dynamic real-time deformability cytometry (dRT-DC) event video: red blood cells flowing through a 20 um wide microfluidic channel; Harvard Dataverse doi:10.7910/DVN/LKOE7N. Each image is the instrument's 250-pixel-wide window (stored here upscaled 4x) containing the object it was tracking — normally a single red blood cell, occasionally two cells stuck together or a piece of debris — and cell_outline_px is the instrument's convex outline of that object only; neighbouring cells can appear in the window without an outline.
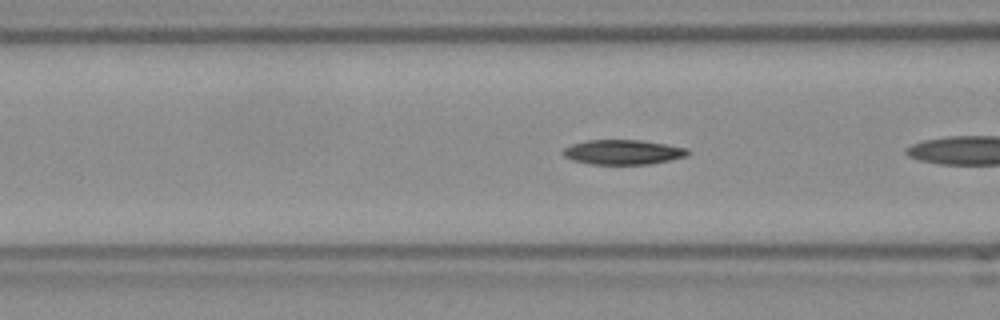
{"species": "Egyptian fruit bat (a non-hibernating species)", "species_latin": "Rousettus aegyptiacus", "temperature_condition": "room temperature", "stored_images_in_passage": 26, "camera_frame_rate_fps": 3000, "um_per_image_px": 0.085, "frame": {"image": 1, "passage_image": 5, "time_ms": 1.333, "image_size_px": [1000, 320], "cell_outline_px": [[692, 152], [688, 156], [652, 164], [588, 164], [572, 160], [564, 156], [560, 152], [564, 148], [572, 144], [588, 140], [640, 140], [688, 148]], "centroid_in_image_um": [52.96, 12.94], "position_along_channel_um": 113.6, "area_um2": 18.15}}